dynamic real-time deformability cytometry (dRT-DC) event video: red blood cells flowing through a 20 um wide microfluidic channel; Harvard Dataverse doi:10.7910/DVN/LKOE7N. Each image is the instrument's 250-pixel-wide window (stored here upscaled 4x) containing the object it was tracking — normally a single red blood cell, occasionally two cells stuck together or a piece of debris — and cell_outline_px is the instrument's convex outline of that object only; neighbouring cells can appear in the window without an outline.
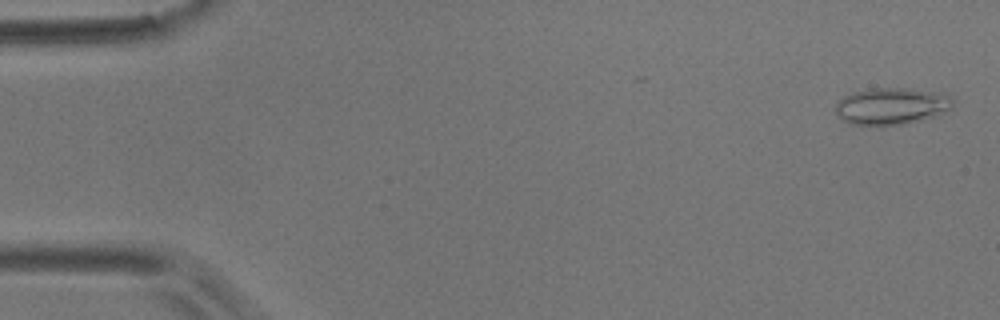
{"species": "common noctule bat (a hibernating species)", "species_latin": "Nyctalus noctula", "temperature_condition": "room temperature", "stored_images_in_passage": 14, "camera_frame_rate_fps": 3000, "um_per_image_px": 0.085, "animal": {"sex": "male", "body_mass_g": 17.9}, "frame": {"image": 1, "passage_image": 1, "time_ms": 0.0, "image_size_px": [1000, 320], "cell_outline_px": [[956, 100], [952, 108], [932, 116], [920, 120], [904, 124], [880, 128], [848, 124], [836, 112], [836, 100], [852, 92], [872, 88], [904, 88], [944, 92], [952, 96]], "centroid_in_image_um": [75.78, 9.04], "position_along_channel_um": 9.2, "area_um2": 26.01}}
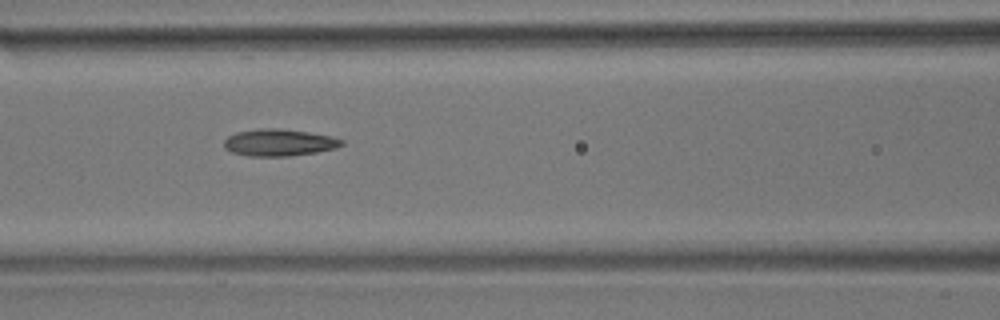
{"frame": {"image": 2, "passage_image": 6, "time_ms": 1.667, "image_size_px": [1000, 320], "cell_outline_px": [[344, 144], [336, 148], [316, 152], [288, 156], [248, 156], [232, 152], [224, 148], [224, 140], [228, 136], [236, 132], [260, 128], [280, 128], [308, 132], [332, 136], [344, 140]], "centroid_in_image_um": [23.72, 12.11], "position_along_channel_um": 142.9, "area_um2": 18.55}}
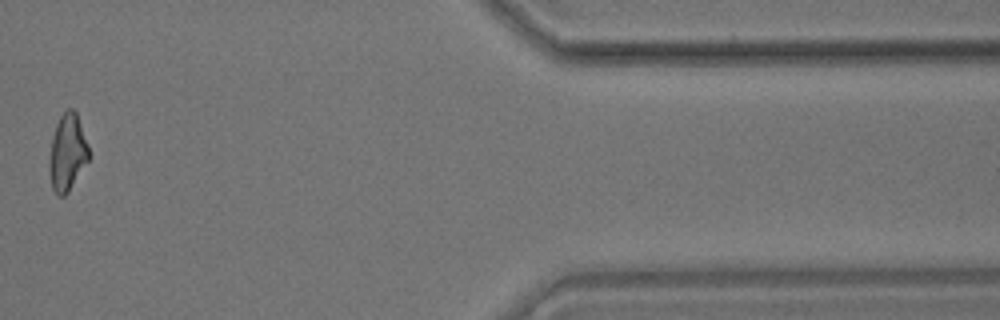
{"frame": {"image": 3, "passage_image": 13, "time_ms": 4.0, "image_size_px": [1000, 320], "cell_outline_px": [[92, 156], [68, 192], [64, 196], [60, 196], [52, 188], [48, 168], [48, 160], [52, 136], [56, 124], [60, 116], [68, 108], [72, 108], [76, 112], [88, 144]], "centroid_in_image_um": [5.74, 12.97], "position_along_channel_um": 405.7, "area_um2": 17.98}}